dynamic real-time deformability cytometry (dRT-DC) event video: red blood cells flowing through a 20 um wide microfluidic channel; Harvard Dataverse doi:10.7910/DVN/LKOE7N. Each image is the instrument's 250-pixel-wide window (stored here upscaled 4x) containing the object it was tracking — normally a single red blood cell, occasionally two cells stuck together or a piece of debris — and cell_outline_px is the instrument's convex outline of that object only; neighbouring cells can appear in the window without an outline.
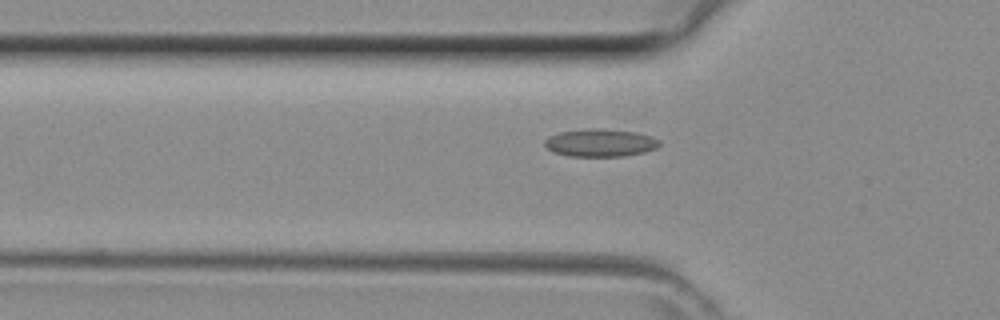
{"species": "common noctule bat (a hibernating species)", "species_latin": "Nyctalus noctula", "temperature_condition": "room temperature", "stored_images_in_passage": 36, "camera_frame_rate_fps": 3000, "um_per_image_px": 0.085, "animal": {"sex": "female", "body_mass_g": 29.2, "forearm_length_mm": 56.3}, "frame": {"image": 1, "passage_image": 10, "time_ms": 3.0, "image_size_px": [1000, 320], "cell_outline_px": [[660, 144], [656, 148], [644, 152], [624, 156], [568, 156], [552, 152], [544, 144], [544, 140], [548, 136], [560, 132], [588, 128], [604, 128], [636, 132], [652, 136], [660, 140]], "centroid_in_image_um": [51.02, 12.13], "position_along_channel_um": 74.8, "area_um2": 18.73}}
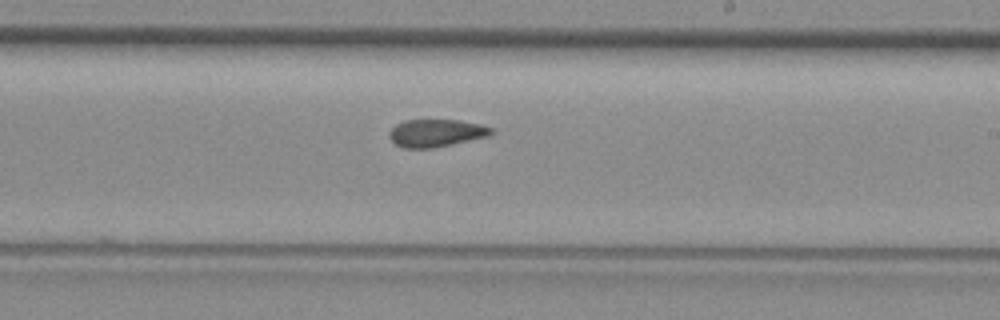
{"frame": {"image": 2, "passage_image": 21, "time_ms": 6.667, "image_size_px": [1000, 320], "cell_outline_px": [[492, 132], [488, 136], [452, 144], [432, 148], [404, 148], [396, 144], [388, 136], [388, 132], [396, 124], [404, 120], [456, 120], [480, 124], [492, 128]], "centroid_in_image_um": [37.03, 11.3], "position_along_channel_um": 252.0, "area_um2": 16.24}}
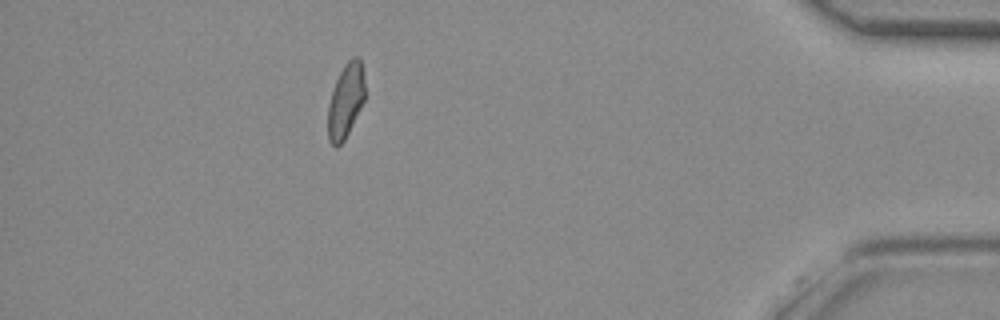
{"frame": {"image": 3, "passage_image": 34, "time_ms": 11.0, "image_size_px": [1000, 320], "cell_outline_px": [[364, 100], [344, 140], [336, 148], [328, 140], [328, 104], [336, 80], [344, 64], [352, 56], [360, 56], [364, 80]], "centroid_in_image_um": [29.37, 8.53], "position_along_channel_um": 405.8, "area_um2": 15.84}}